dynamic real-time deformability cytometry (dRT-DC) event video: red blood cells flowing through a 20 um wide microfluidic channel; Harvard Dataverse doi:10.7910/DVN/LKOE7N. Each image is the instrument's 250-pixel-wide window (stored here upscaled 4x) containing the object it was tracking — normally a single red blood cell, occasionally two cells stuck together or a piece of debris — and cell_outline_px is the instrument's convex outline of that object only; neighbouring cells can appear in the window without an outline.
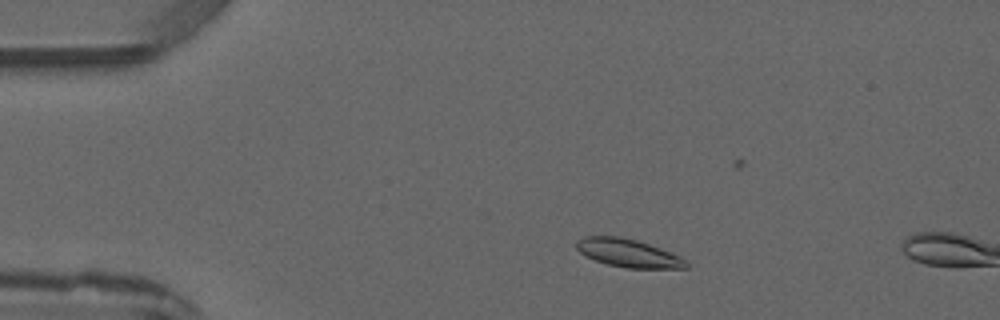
{"species": "common noctule bat (a hibernating species)", "species_latin": "Nyctalus noctula", "temperature_condition": "warm", "stored_images_in_passage": 2, "camera_frame_rate_fps": 3000, "um_per_image_px": 0.085, "animal": {"sex": "male", "forearm_length_mm": 52.5}, "frame": {"image": 1, "passage_image": 1, "time_ms": 0.0, "image_size_px": [1000, 320], "cell_outline_px": [[688, 268], [628, 268], [608, 264], [596, 260], [580, 252], [576, 248], [576, 240], [584, 236], [616, 236], [636, 240], [648, 244], [680, 256], [688, 264]], "centroid_in_image_um": [53.38, 21.51], "position_along_channel_um": 31.6, "area_um2": 17.63}}